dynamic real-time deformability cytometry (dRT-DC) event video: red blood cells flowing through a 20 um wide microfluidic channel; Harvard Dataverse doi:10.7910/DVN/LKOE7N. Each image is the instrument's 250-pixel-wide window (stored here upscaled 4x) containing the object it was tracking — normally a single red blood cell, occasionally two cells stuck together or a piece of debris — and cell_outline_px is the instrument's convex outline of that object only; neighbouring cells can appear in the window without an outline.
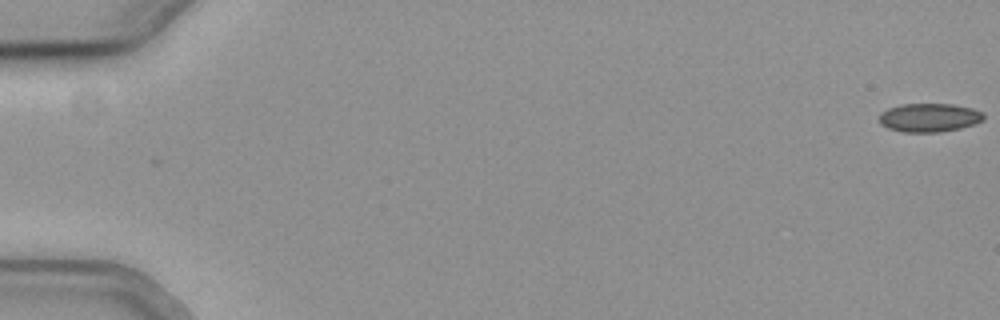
{"species": "common noctule bat (a hibernating species)", "species_latin": "Nyctalus noctula", "temperature_condition": "cold", "stored_images_in_passage": 14, "camera_frame_rate_fps": 3000, "um_per_image_px": 0.085, "animal": {"sex": "female", "body_mass_g": 19.3, "forearm_length_mm": 54.1}, "frame": {"image": 1, "passage_image": 1, "time_ms": 0.0, "image_size_px": [1000, 320], "cell_outline_px": [[984, 116], [980, 120], [972, 124], [960, 128], [936, 132], [904, 132], [888, 128], [880, 124], [880, 112], [888, 108], [900, 104], [952, 104], [972, 108], [980, 112]], "centroid_in_image_um": [78.92, 9.99], "position_along_channel_um": 6.1, "area_um2": 17.17}}